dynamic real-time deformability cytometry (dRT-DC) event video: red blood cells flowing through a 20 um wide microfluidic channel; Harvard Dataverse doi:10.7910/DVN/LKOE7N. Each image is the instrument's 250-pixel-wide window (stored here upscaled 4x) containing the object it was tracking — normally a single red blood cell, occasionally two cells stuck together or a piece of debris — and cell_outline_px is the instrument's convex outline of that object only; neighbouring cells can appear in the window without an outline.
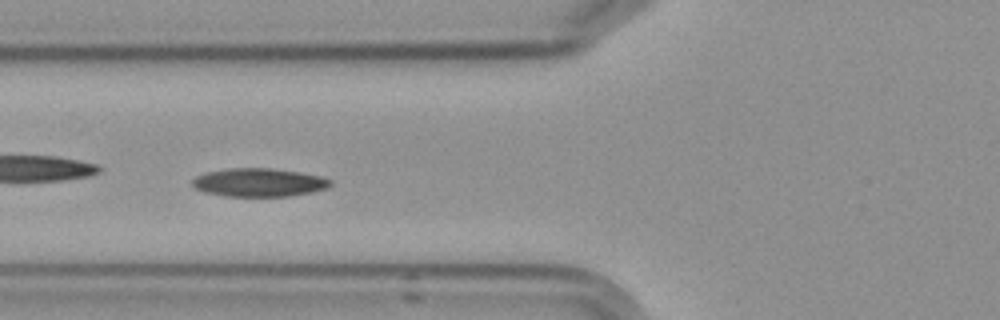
{"species": "Egyptian fruit bat (a non-hibernating species)", "species_latin": "Rousettus aegyptiacus", "temperature_condition": "cold", "stored_images_in_passage": 7, "camera_frame_rate_fps": 3000, "um_per_image_px": 0.085, "frame": {"image": 1, "passage_image": 7, "time_ms": 7.0, "image_size_px": [1000, 320], "cell_outline_px": [[332, 184], [328, 188], [312, 192], [288, 196], [224, 196], [204, 192], [196, 188], [192, 184], [192, 180], [196, 176], [208, 172], [232, 168], [272, 168], [300, 172], [320, 176], [332, 180]], "centroid_in_image_um": [22.04, 15.51], "position_along_channel_um": 103.8, "area_um2": 22.77}}